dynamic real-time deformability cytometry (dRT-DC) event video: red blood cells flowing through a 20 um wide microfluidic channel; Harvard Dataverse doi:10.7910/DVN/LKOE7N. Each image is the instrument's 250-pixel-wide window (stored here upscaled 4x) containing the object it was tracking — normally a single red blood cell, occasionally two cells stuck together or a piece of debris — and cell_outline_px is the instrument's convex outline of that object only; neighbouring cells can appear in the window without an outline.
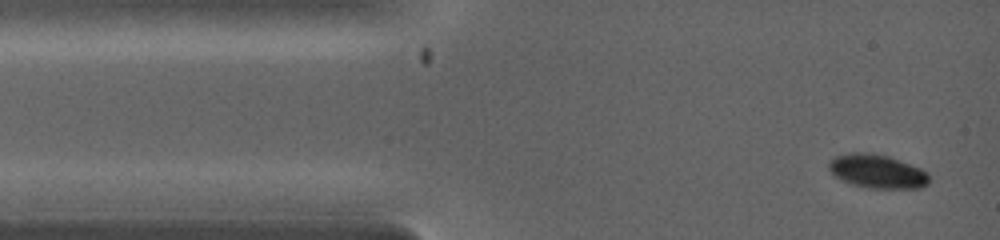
{"species": "common noctule bat (a hibernating species)", "species_latin": "Nyctalus noctula", "temperature_condition": "warm", "stored_images_in_passage": 18, "camera_frame_rate_fps": 5000, "um_per_image_px": 0.085, "animal": {"sex": "female", "body_mass_g": 19.0, "forearm_length_mm": 53.3}, "frame": {"image": 1, "passage_image": 1, "time_ms": 0.0, "image_size_px": [1000, 240], "cell_outline_px": [[928, 184], [920, 188], [868, 188], [848, 184], [840, 180], [828, 168], [828, 164], [836, 156], [848, 152], [868, 152], [888, 156], [920, 168], [928, 172]], "centroid_in_image_um": [74.54, 14.57], "position_along_channel_um": 10.5, "area_um2": 19.77}}
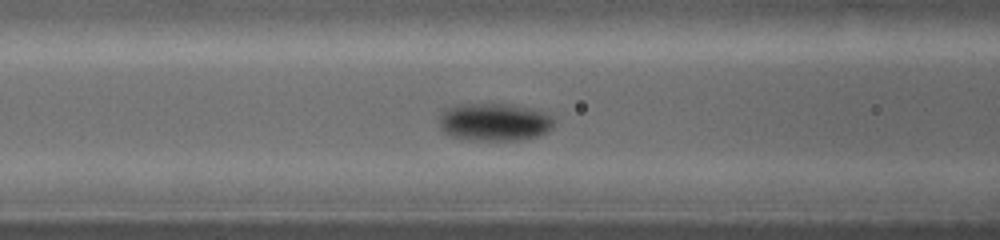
{"frame": {"image": 2, "passage_image": 8, "time_ms": 3.0, "image_size_px": [1000, 240], "cell_outline_px": [[552, 128], [548, 132], [536, 136], [520, 140], [468, 140], [452, 136], [444, 132], [440, 128], [440, 116], [444, 108], [460, 104], [508, 104], [528, 108], [552, 116]], "centroid_in_image_um": [41.98, 10.38], "position_along_channel_um": 124.6, "area_um2": 25.09}}
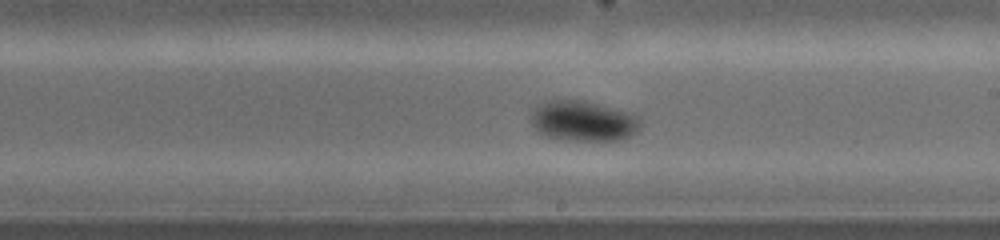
{"frame": {"image": 3, "passage_image": 16, "time_ms": 5.0, "image_size_px": [1000, 240], "cell_outline_px": [[640, 128], [636, 132], [620, 140], [564, 140], [548, 136], [540, 132], [532, 124], [532, 108], [548, 100], [584, 100], [624, 112], [636, 116], [640, 120]], "centroid_in_image_um": [49.54, 10.28], "position_along_channel_um": 239.5, "area_um2": 25.26}}